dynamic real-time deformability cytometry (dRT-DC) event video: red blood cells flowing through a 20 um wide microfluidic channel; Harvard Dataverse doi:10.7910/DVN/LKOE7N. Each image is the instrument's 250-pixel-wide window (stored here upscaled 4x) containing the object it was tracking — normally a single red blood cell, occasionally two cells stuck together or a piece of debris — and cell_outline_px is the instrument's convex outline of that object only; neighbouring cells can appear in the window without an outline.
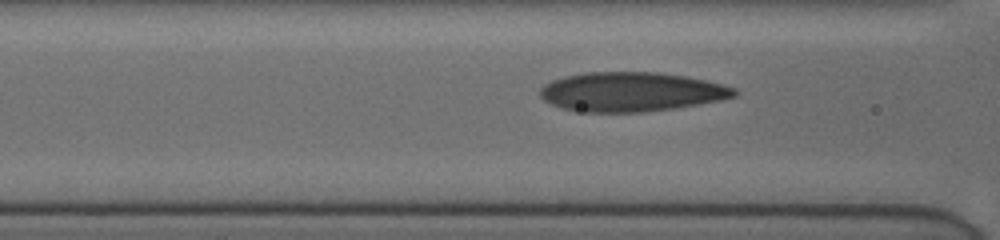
{"species": "human", "species_latin": "Homo sapiens", "temperature_condition": "cold", "stored_images_in_passage": 16, "camera_frame_rate_fps": 3000, "um_per_image_px": 0.085, "donor": {"sex": "female"}, "frame": {"image": 1, "passage_image": 10, "time_ms": 1.667, "image_size_px": [1000, 240], "cell_outline_px": [[740, 92], [736, 96], [720, 100], [700, 104], [676, 108], [644, 112], [584, 112], [560, 108], [544, 100], [540, 96], [540, 88], [544, 84], [552, 80], [564, 76], [584, 72], [660, 72], [684, 76], [724, 84], [736, 88]], "centroid_in_image_um": [53.67, 7.8], "position_along_channel_um": 112.9, "area_um2": 44.85}}